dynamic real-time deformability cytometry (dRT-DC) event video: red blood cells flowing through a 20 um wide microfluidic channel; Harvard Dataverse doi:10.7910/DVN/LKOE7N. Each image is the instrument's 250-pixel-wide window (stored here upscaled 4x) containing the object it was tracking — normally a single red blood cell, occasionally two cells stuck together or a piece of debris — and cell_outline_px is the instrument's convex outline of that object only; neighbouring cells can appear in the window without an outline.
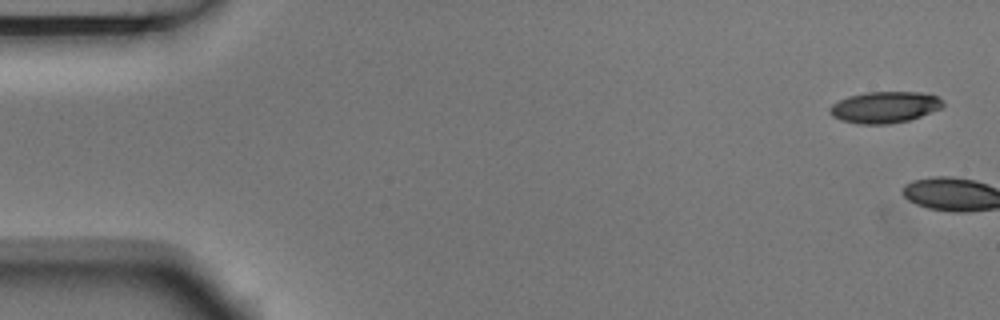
{"species": "Egyptian fruit bat (a non-hibernating species)", "species_latin": "Rousettus aegyptiacus", "temperature_condition": "room temperature", "stored_images_in_passage": 2, "camera_frame_rate_fps": 3000, "um_per_image_px": 0.085, "animal": {"sex": "male"}, "frame": {"image": 1, "passage_image": 1, "time_ms": 0.0, "image_size_px": [1000, 320], "cell_outline_px": [[944, 104], [940, 108], [920, 116], [908, 120], [888, 124], [860, 124], [840, 120], [832, 116], [828, 112], [828, 108], [832, 104], [848, 96], [864, 92], [920, 92], [936, 96], [944, 100]], "centroid_in_image_um": [75.16, 9.11], "position_along_channel_um": 9.8, "area_um2": 20.69}}